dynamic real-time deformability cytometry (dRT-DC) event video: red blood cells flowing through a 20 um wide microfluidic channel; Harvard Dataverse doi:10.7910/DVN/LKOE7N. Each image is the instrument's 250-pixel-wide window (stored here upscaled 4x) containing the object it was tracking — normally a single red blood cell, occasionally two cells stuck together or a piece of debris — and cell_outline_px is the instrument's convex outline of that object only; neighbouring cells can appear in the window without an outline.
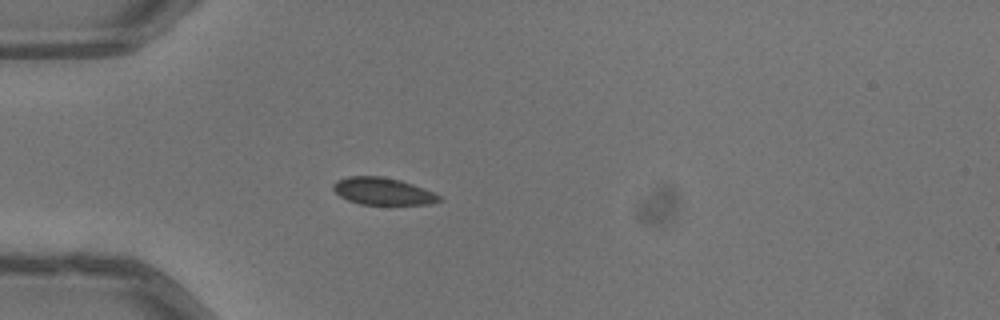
{"species": "common noctule bat (a hibernating species)", "species_latin": "Nyctalus noctula", "temperature_condition": "warm", "stored_images_in_passage": 37, "camera_frame_rate_fps": 3000, "um_per_image_px": 0.085, "animal": {"sex": "male", "body_mass_g": 13.3}, "frame": {"image": 1, "passage_image": 1, "time_ms": 0.0, "image_size_px": [1000, 320], "cell_outline_px": [[444, 200], [432, 204], [360, 204], [348, 200], [340, 196], [332, 188], [332, 184], [336, 180], [348, 176], [380, 176], [400, 180], [424, 188], [440, 196]], "centroid_in_image_um": [32.53, 16.25], "position_along_channel_um": 52.5, "area_um2": 16.76}}
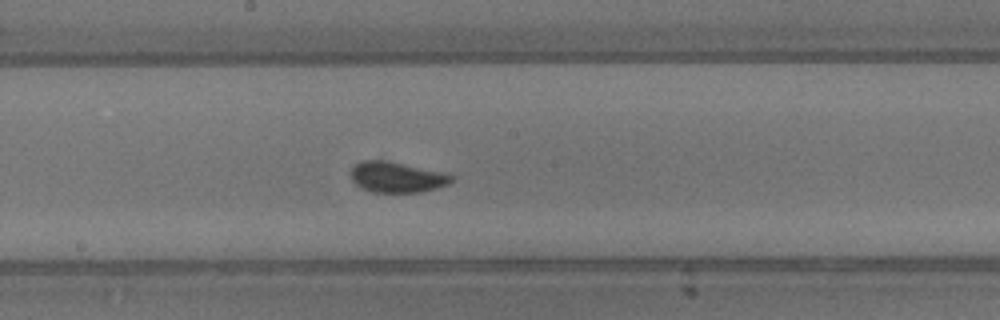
{"frame": {"image": 2, "passage_image": 14, "time_ms": 4.333, "image_size_px": [1000, 320], "cell_outline_px": [[456, 180], [448, 184], [436, 188], [420, 192], [372, 192], [360, 188], [352, 180], [352, 168], [360, 160], [388, 160], [444, 172], [456, 176]], "centroid_in_image_um": [33.77, 15.05], "position_along_channel_um": 214.4, "area_um2": 18.21}}
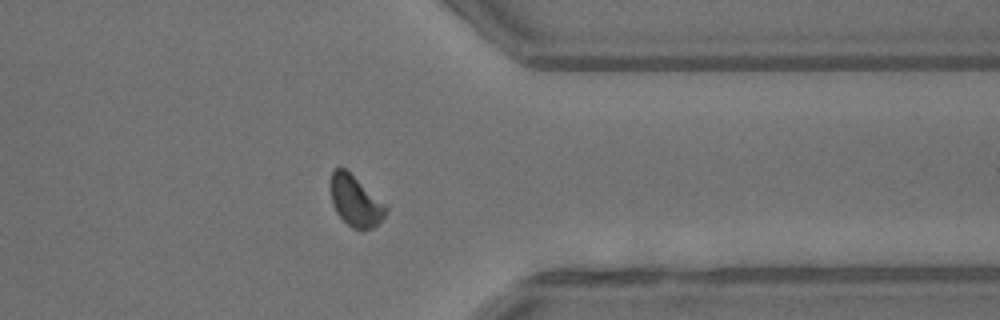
{"frame": {"image": 3, "passage_image": 27, "time_ms": 8.667, "image_size_px": [1000, 320], "cell_outline_px": [[388, 208], [384, 216], [372, 228], [352, 228], [336, 212], [332, 204], [332, 172], [336, 168], [344, 168], [388, 204]], "centroid_in_image_um": [30.26, 17.08], "position_along_channel_um": 381.1, "area_um2": 16.01}, "authors_computed_cell_mechanics": {"area_um2": 16.762, "velocity_mm_per_s": 4.0028, "shape_relaxation_time_tau1_ms": 2.1814, "shape_relaxation_time_tau2_ms": null, "deformation_change_tau1": 0.054, "deformation_change_tau2": null}}